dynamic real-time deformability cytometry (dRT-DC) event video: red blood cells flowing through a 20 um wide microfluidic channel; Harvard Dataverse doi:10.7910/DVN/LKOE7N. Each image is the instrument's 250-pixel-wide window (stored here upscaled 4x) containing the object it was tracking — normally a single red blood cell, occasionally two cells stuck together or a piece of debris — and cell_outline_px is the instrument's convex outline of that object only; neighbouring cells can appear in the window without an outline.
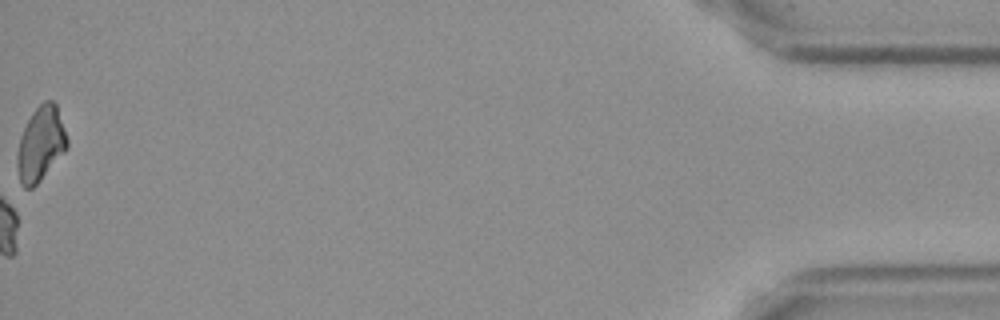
{"species": "Egyptian fruit bat (a non-hibernating species)", "species_latin": "Rousettus aegyptiacus", "temperature_condition": "cold", "stored_images_in_passage": 39, "camera_frame_rate_fps": 3000, "um_per_image_px": 0.085, "frame": {"image": 1, "passage_image": 39, "time_ms": 12.667, "image_size_px": [1000, 320], "cell_outline_px": [[68, 148], [40, 180], [32, 188], [24, 188], [20, 184], [16, 164], [16, 156], [20, 136], [32, 112], [44, 100], [52, 100], [56, 104], [68, 140]], "centroid_in_image_um": [3.44, 12.24], "position_along_channel_um": 431.8, "area_um2": 21.62}, "authors_computed_cell_mechanics": {"area_um2": 22.0796, "velocity_mm_per_s": 3.628, "shape_relaxation_time_tau1_ms": null, "shape_relaxation_time_tau2_ms": 7.4296, "deformation_change_tau1": null, "deformation_change_tau2": 0.1652}}